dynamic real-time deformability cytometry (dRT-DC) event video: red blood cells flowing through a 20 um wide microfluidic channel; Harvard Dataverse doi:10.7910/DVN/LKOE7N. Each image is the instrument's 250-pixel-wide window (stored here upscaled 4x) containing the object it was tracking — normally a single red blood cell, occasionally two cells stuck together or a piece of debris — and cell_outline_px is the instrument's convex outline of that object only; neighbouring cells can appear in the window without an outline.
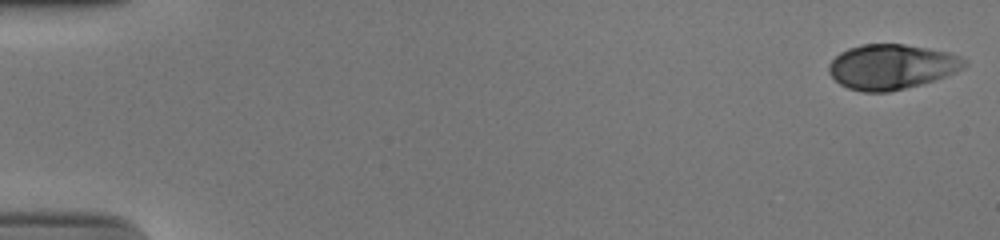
{"species": "human", "species_latin": "Homo sapiens", "temperature_condition": "cold", "stored_images_in_passage": 53, "camera_frame_rate_fps": 3000, "um_per_image_px": 0.085, "donor": {"sex": "male"}, "frame": {"image": 1, "passage_image": 1, "time_ms": 0.0, "image_size_px": [1000, 240], "cell_outline_px": [[968, 64], [964, 68], [956, 72], [920, 84], [888, 92], [864, 92], [848, 88], [840, 84], [828, 72], [828, 64], [840, 52], [848, 48], [864, 44], [904, 44], [928, 48], [948, 52], [960, 56], [968, 60]], "centroid_in_image_um": [75.79, 5.66], "position_along_channel_um": 9.2, "area_um2": 35.49}}
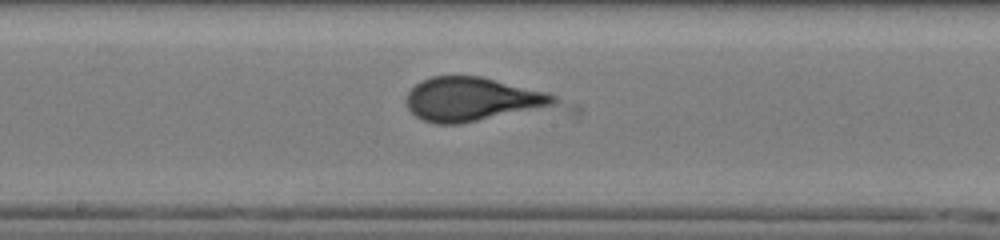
{"frame": {"image": 2, "passage_image": 29, "time_ms": 9.333, "image_size_px": [1000, 240], "cell_outline_px": [[560, 100], [556, 104], [460, 124], [436, 124], [420, 120], [408, 108], [404, 100], [408, 92], [420, 80], [432, 76], [480, 76], [548, 92], [556, 96]], "centroid_in_image_um": [40.07, 8.43], "position_along_channel_um": 208.1, "area_um2": 37.63}}
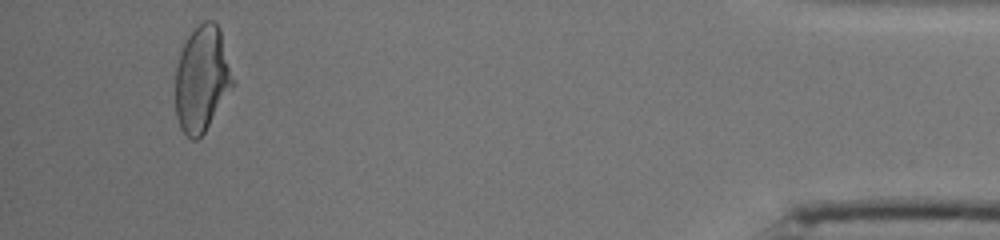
{"frame": {"image": 3, "passage_image": 50, "time_ms": 16.333, "image_size_px": [1000, 240], "cell_outline_px": [[236, 84], [204, 132], [196, 140], [192, 140], [180, 128], [176, 116], [176, 68], [180, 52], [188, 36], [204, 20], [212, 20], [220, 28], [236, 80]], "centroid_in_image_um": [17.21, 6.7], "position_along_channel_um": 418.0, "area_um2": 35.72}, "authors_computed_cell_mechanics": {"area_um2": 36.125, "velocity_mm_per_s": 3.9144, "shape_relaxation_time_tau1_ms": 4.3365, "shape_relaxation_time_tau2_ms": null, "deformation_change_tau1": 0.1962, "deformation_change_tau2": null}}